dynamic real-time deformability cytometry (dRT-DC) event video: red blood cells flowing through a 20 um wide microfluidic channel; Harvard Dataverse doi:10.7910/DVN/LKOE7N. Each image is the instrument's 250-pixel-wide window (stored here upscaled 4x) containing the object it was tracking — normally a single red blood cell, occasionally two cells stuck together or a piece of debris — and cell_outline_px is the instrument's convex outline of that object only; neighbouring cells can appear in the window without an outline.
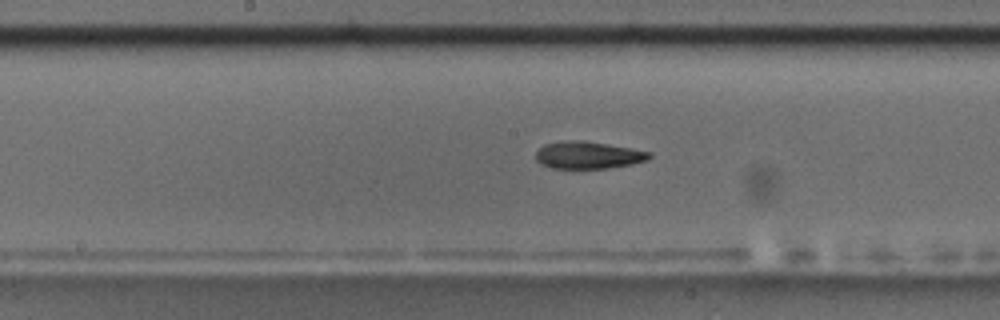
{"species": "common noctule bat (a hibernating species)", "species_latin": "Nyctalus noctula", "temperature_condition": "room temperature", "stored_images_in_passage": 50, "camera_frame_rate_fps": 3000, "um_per_image_px": 0.085, "animal": {"sex": "male", "body_mass_g": 17.5, "forearm_length_mm": 52.3}, "frame": {"image": 1, "passage_image": 29, "time_ms": 9.333, "image_size_px": [1000, 320], "cell_outline_px": [[652, 156], [648, 160], [632, 164], [608, 168], [552, 168], [540, 164], [536, 160], [536, 152], [544, 144], [604, 144], [632, 148], [652, 152]], "centroid_in_image_um": [50.08, 13.25], "position_along_channel_um": 198.1, "area_um2": 16.94}, "authors_computed_cell_mechanics": {"area_um2": 18.0625, "velocity_mm_per_s": 3.6343, "shape_relaxation_time_tau1_ms": 9.2137, "shape_relaxation_time_tau2_ms": 6.5684, "deformation_change_tau1": 0.2259, "deformation_change_tau2": 0.1556}}